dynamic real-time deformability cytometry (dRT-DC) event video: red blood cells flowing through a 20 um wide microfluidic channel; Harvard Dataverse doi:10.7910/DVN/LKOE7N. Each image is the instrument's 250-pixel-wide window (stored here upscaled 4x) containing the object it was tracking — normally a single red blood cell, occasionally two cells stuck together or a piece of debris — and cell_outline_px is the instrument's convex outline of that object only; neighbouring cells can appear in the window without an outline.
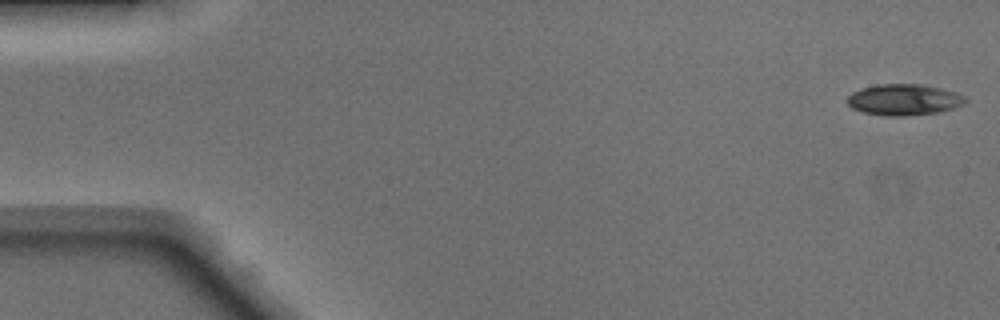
{"species": "Egyptian fruit bat (a non-hibernating species)", "species_latin": "Rousettus aegyptiacus", "temperature_condition": "warm", "stored_images_in_passage": 48, "camera_frame_rate_fps": 3000, "um_per_image_px": 0.085, "animal": {"sex": "male"}, "frame": {"image": 1, "passage_image": 1, "time_ms": 0.0, "image_size_px": [1000, 320], "cell_outline_px": [[968, 100], [964, 104], [940, 112], [904, 116], [884, 116], [864, 112], [852, 108], [848, 104], [848, 96], [852, 92], [860, 88], [876, 84], [920, 84], [940, 88], [956, 92], [964, 96]], "centroid_in_image_um": [76.83, 8.47], "position_along_channel_um": 8.2, "area_um2": 21.5}}
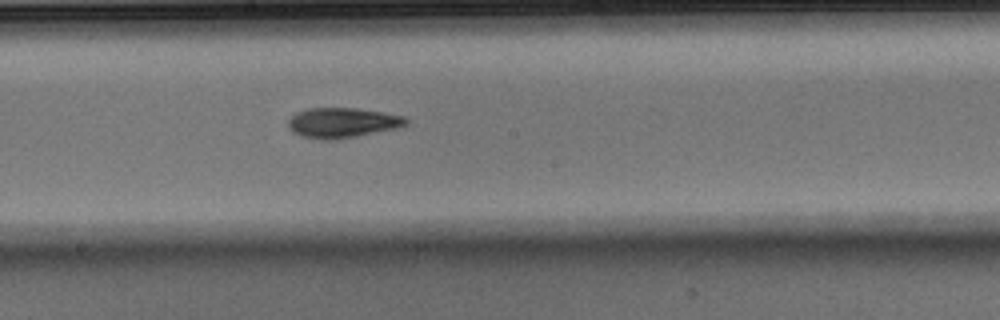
{"frame": {"image": 2, "passage_image": 26, "time_ms": 8.333, "image_size_px": [1000, 320], "cell_outline_px": [[408, 124], [396, 128], [336, 140], [320, 140], [300, 136], [292, 132], [288, 128], [288, 120], [296, 112], [308, 108], [356, 108], [384, 112], [404, 116], [408, 120]], "centroid_in_image_um": [29.07, 10.43], "position_along_channel_um": 219.1, "area_um2": 20.81}}
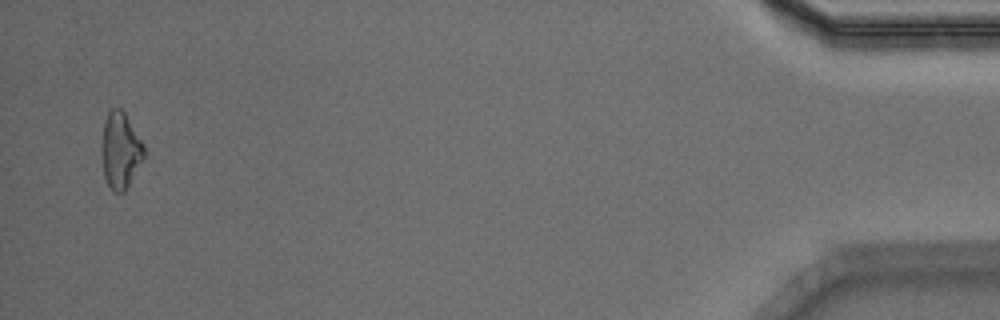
{"frame": {"image": 3, "passage_image": 47, "time_ms": 15.333, "image_size_px": [1000, 320], "cell_outline_px": [[144, 160], [124, 192], [112, 192], [104, 176], [104, 120], [108, 112], [112, 108], [120, 108], [124, 112], [144, 144]], "centroid_in_image_um": [10.29, 12.8], "position_along_channel_um": 424.9, "area_um2": 18.26}, "authors_computed_cell_mechanics": {"area_um2": 20.3456, "velocity_mm_per_s": 4.1586, "shape_relaxation_time_tau1_ms": 3.1084, "shape_relaxation_time_tau2_ms": 3.7496, "deformation_change_tau1": 0.1529, "deformation_change_tau2": 0.1229}}